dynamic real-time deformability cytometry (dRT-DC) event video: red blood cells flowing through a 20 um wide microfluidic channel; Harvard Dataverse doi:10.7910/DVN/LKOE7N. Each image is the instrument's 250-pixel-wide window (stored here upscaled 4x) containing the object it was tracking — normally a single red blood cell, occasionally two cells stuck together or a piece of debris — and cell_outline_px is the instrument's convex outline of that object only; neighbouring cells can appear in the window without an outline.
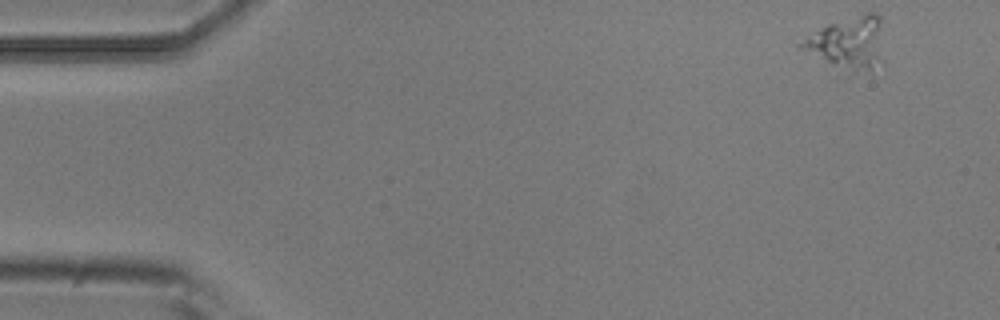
{"species": "common noctule bat (a hibernating species)", "species_latin": "Nyctalus noctula", "temperature_condition": "room temperature", "stored_images_in_passage": 4, "camera_frame_rate_fps": 3000, "um_per_image_px": 0.085, "animal": {"sex": "male", "body_mass_g": 20.5, "forearm_length_mm": 52.5}, "frame": {"image": 1, "passage_image": 1, "time_ms": 0.0, "image_size_px": [1000, 320], "cell_outline_px": [[884, 68], [872, 72], [848, 76], [796, 48], [796, 44], [804, 36], [828, 24], [868, 12], [876, 12], [880, 16], [884, 60]], "centroid_in_image_um": [72.08, 3.79], "position_along_channel_um": 12.9, "area_um2": 27.28}}